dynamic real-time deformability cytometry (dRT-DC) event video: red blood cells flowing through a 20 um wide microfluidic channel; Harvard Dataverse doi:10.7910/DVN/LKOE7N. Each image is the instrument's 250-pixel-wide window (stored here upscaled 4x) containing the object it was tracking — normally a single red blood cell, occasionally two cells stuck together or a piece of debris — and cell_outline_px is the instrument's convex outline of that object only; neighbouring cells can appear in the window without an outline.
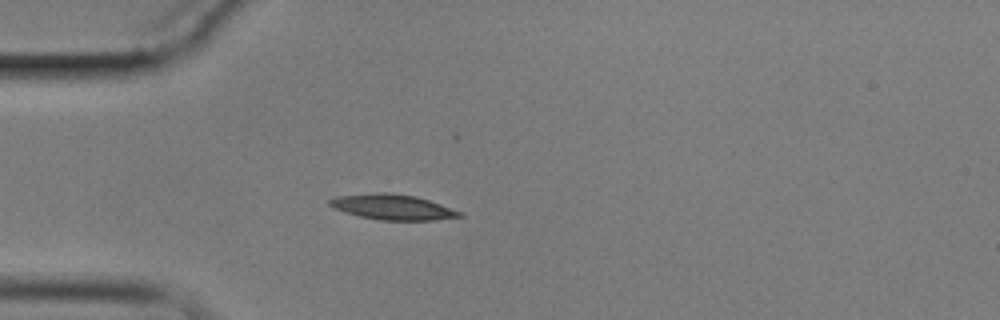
{"species": "common noctule bat (a hibernating species)", "species_latin": "Nyctalus noctula", "temperature_condition": "cold", "stored_images_in_passage": 44, "camera_frame_rate_fps": 3000, "um_per_image_px": 0.085, "animal": {"sex": "male", "body_mass_g": 17.9}, "frame": {"image": 1, "passage_image": 1, "time_ms": 0.0, "image_size_px": [1000, 320], "cell_outline_px": [[464, 216], [436, 220], [380, 220], [360, 216], [344, 212], [332, 208], [328, 204], [328, 200], [336, 196], [376, 192], [384, 192], [416, 196], [464, 212]], "centroid_in_image_um": [33.36, 17.6], "position_along_channel_um": 51.6, "area_um2": 19.31}}
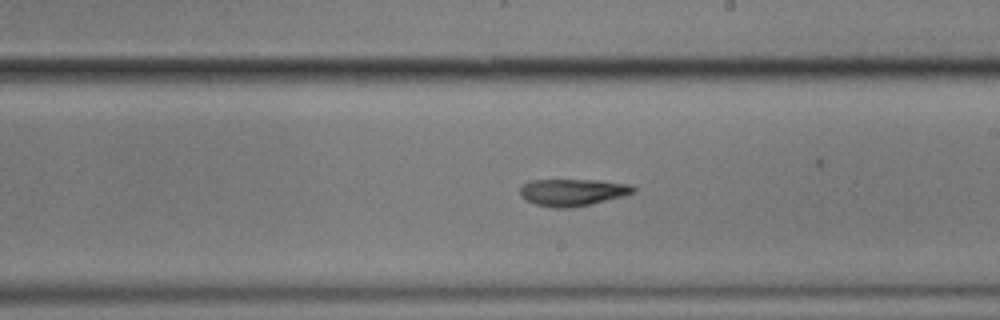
{"frame": {"image": 2, "passage_image": 19, "time_ms": 6.0, "image_size_px": [1000, 320], "cell_outline_px": [[636, 192], [624, 196], [592, 204], [572, 208], [552, 208], [536, 204], [520, 196], [520, 184], [528, 180], [596, 180], [632, 184], [636, 188]], "centroid_in_image_um": [48.68, 16.34], "position_along_channel_um": 240.3, "area_um2": 18.15}}
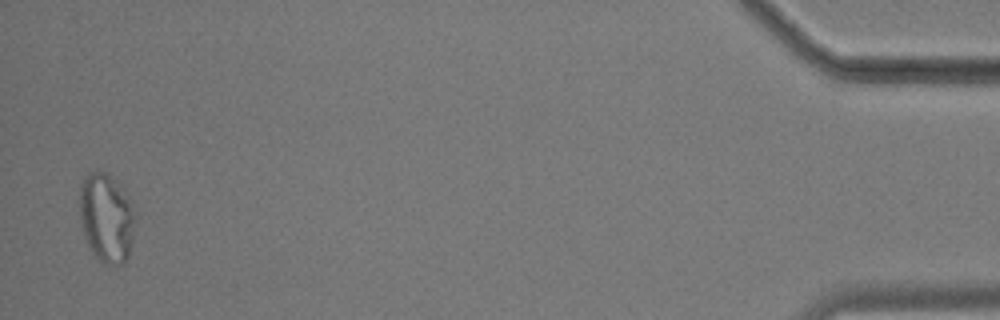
{"frame": {"image": 3, "passage_image": 43, "time_ms": 14.0, "image_size_px": [1000, 320], "cell_outline_px": [[136, 212], [132, 240], [128, 256], [124, 264], [100, 264], [92, 252], [84, 236], [80, 220], [80, 184], [84, 176], [88, 172], [108, 172], [124, 188], [136, 208]], "centroid_in_image_um": [9.07, 18.49], "position_along_channel_um": 426.1, "area_um2": 29.54}, "authors_computed_cell_mechanics": {"area_um2": 18.6983, "velocity_mm_per_s": 3.3733, "shape_relaxation_time_tau1_ms": null, "shape_relaxation_time_tau2_ms": 3.5092, "deformation_change_tau1": null, "deformation_change_tau2": 0.127}}